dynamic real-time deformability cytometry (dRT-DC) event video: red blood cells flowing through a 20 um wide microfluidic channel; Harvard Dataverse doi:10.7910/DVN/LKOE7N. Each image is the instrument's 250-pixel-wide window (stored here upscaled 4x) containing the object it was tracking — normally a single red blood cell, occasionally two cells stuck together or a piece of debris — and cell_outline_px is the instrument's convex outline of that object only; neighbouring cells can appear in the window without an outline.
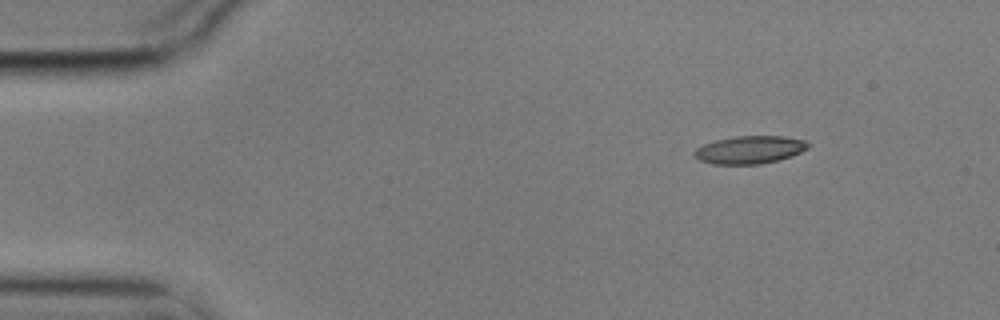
{"species": "common noctule bat (a hibernating species)", "species_latin": "Nyctalus noctula", "temperature_condition": "cold", "stored_images_in_passage": 6, "segment_of_instrument_passage": [2, 2], "camera_frame_rate_fps": 3000, "um_per_image_px": 0.085, "animal": {"sex": "male", "body_mass_g": 17.9}, "frame": {"image": 1, "passage_image": 6, "time_ms": 1.667, "image_size_px": [1000, 320], "cell_outline_px": [[812, 144], [808, 148], [792, 156], [760, 164], [712, 164], [700, 160], [692, 152], [696, 148], [704, 144], [716, 140], [736, 136], [784, 136], [808, 140]], "centroid_in_image_um": [63.77, 12.72], "position_along_channel_um": 21.2, "area_um2": 18.5}}